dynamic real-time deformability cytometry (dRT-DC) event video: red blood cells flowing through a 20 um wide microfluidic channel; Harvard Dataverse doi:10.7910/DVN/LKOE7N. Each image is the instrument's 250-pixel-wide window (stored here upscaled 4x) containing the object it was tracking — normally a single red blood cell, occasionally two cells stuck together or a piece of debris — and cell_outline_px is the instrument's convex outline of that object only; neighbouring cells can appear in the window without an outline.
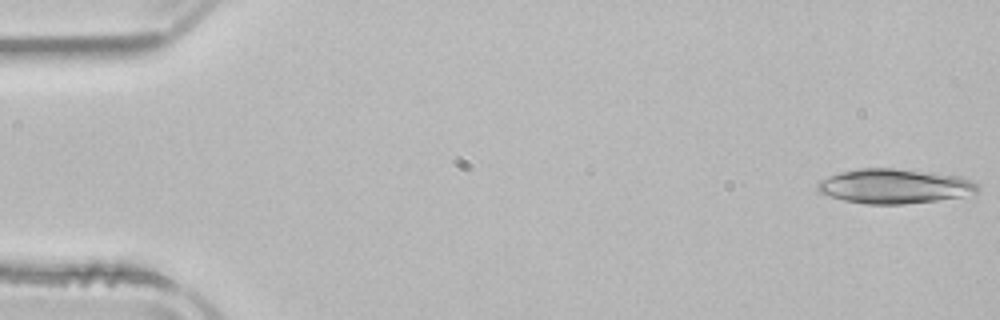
{"species": "common noctule bat (a hibernating species)", "species_latin": "Nyctalus noctula", "temperature_condition": "room temperature", "stored_images_in_passage": 16, "camera_frame_rate_fps": 3000, "um_per_image_px": 0.085, "animal": {"sex": "male", "body_mass_g": 21.5, "forearm_length_mm": 52.0}, "frame": {"image": 1, "passage_image": 1, "time_ms": 0.0, "image_size_px": [1000, 320], "cell_outline_px": [[980, 192], [976, 196], [904, 204], [864, 204], [844, 200], [820, 192], [816, 188], [816, 184], [820, 180], [828, 176], [840, 172], [860, 168], [892, 168], [932, 172], [960, 176], [972, 180], [980, 188]], "centroid_in_image_um": [76.14, 15.83], "position_along_channel_um": 8.9, "area_um2": 32.83}}
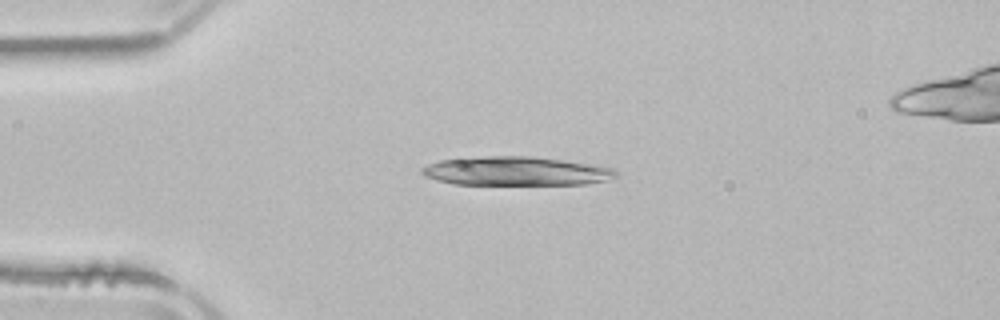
{"frame": {"image": 2, "passage_image": 12, "time_ms": 3.667, "image_size_px": [1000, 320], "cell_outline_px": [[620, 172], [616, 176], [604, 180], [588, 184], [452, 184], [436, 180], [424, 176], [420, 172], [420, 168], [428, 164], [440, 160], [464, 156], [532, 156], [596, 164], [616, 168]], "centroid_in_image_um": [43.84, 14.53], "position_along_channel_um": 41.2, "area_um2": 33.23}}